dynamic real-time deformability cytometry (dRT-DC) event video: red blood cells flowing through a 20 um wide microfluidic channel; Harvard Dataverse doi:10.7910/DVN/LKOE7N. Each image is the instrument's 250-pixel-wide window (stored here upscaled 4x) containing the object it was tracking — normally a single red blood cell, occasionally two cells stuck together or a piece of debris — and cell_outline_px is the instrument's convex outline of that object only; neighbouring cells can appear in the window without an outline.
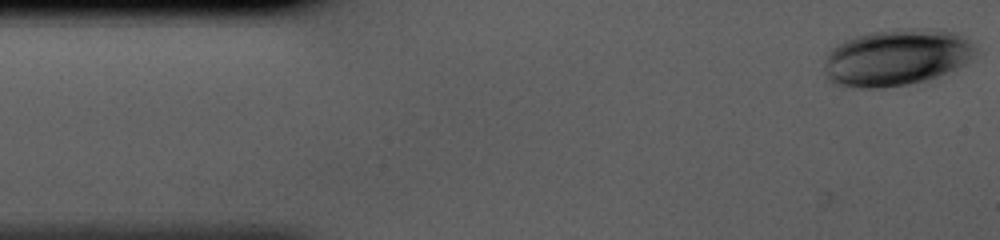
{"species": "human", "species_latin": "Homo sapiens", "temperature_condition": "cold", "stored_images_in_passage": 42, "camera_frame_rate_fps": 3000, "um_per_image_px": 0.085, "donor": {"sex": "male"}, "frame": {"image": 1, "passage_image": 1, "time_ms": 0.0, "image_size_px": [1000, 240], "cell_outline_px": [[976, 56], [964, 64], [956, 68], [928, 80], [908, 84], [884, 88], [856, 88], [832, 84], [824, 76], [824, 60], [828, 52], [832, 48], [844, 40], [856, 36], [872, 32], [896, 28], [940, 28], [956, 32], [968, 40], [976, 48]], "centroid_in_image_um": [76.18, 4.88], "position_along_channel_um": 8.8, "area_um2": 50.75}}
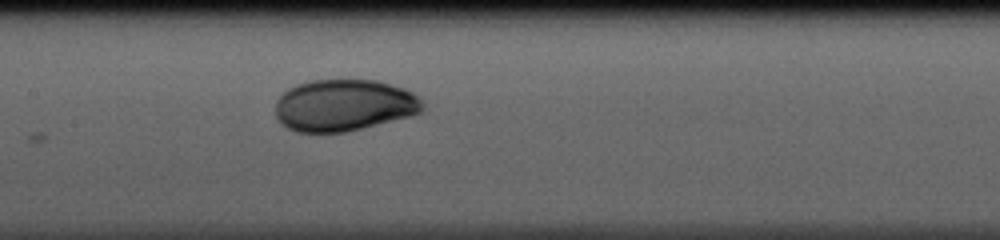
{"frame": {"image": 2, "passage_image": 19, "time_ms": 6.0, "image_size_px": [1000, 240], "cell_outline_px": [[424, 108], [420, 112], [412, 116], [344, 132], [296, 132], [280, 124], [276, 116], [276, 100], [288, 88], [296, 84], [312, 80], [376, 80], [404, 88], [412, 92], [424, 104]], "centroid_in_image_um": [29.22, 8.95], "position_along_channel_um": 178.2, "area_um2": 44.45}}
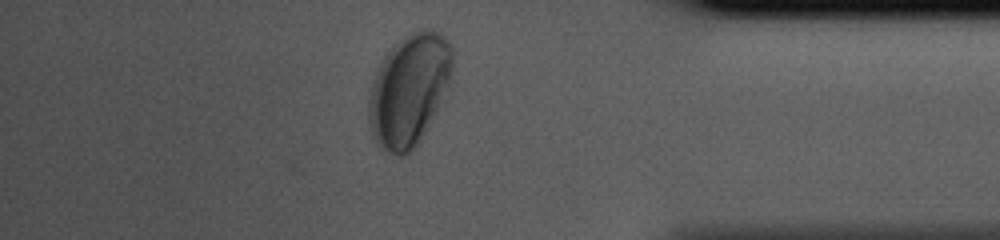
{"frame": {"image": 3, "passage_image": 36, "time_ms": 11.667, "image_size_px": [1000, 240], "cell_outline_px": [[452, 68], [448, 80], [436, 108], [420, 140], [408, 152], [400, 156], [376, 144], [368, 120], [368, 100], [372, 84], [376, 72], [384, 56], [392, 44], [412, 32], [420, 28], [432, 28], [440, 32], [452, 44]], "centroid_in_image_um": [34.74, 7.56], "position_along_channel_um": 400.5, "area_um2": 53.64}}